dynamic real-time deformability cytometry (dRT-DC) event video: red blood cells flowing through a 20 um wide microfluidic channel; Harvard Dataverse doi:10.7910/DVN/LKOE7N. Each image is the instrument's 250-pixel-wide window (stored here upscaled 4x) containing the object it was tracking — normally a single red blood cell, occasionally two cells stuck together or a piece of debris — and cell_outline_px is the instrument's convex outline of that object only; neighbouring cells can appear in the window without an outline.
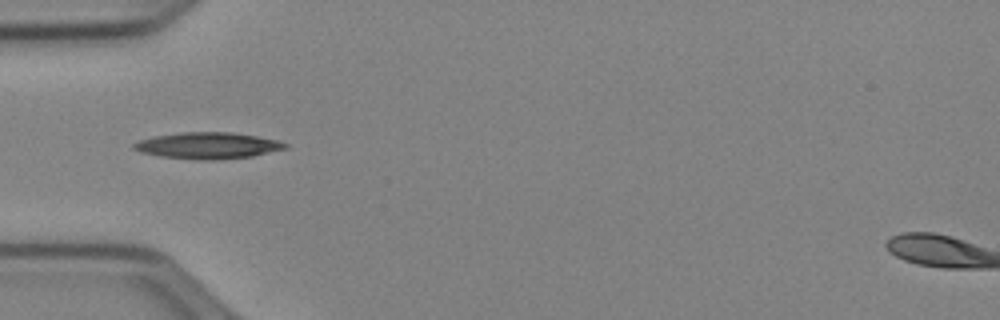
{"species": "Egyptian fruit bat (a non-hibernating species)", "species_latin": "Rousettus aegyptiacus", "temperature_condition": "cold", "stored_images_in_passage": 25, "camera_frame_rate_fps": 3000, "um_per_image_px": 0.085, "animal": {"sex": "female"}, "frame": {"image": 1, "passage_image": 1, "time_ms": 0.0, "image_size_px": [1000, 320], "cell_outline_px": [[288, 148], [252, 156], [212, 160], [196, 160], [160, 156], [140, 152], [132, 148], [132, 144], [140, 140], [156, 136], [184, 132], [232, 132], [256, 136], [276, 140], [288, 144]], "centroid_in_image_um": [17.66, 12.38], "position_along_channel_um": 67.3, "area_um2": 23.18}}
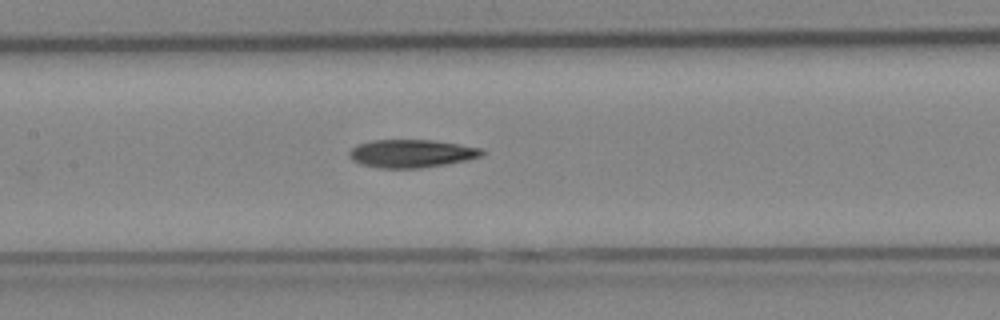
{"frame": {"image": 2, "passage_image": 9, "time_ms": 2.667, "image_size_px": [1000, 320], "cell_outline_px": [[484, 152], [480, 156], [468, 160], [420, 168], [380, 168], [360, 164], [352, 160], [348, 156], [348, 152], [356, 144], [372, 140], [432, 140], [484, 148]], "centroid_in_image_um": [34.94, 13.04], "position_along_channel_um": 172.5, "area_um2": 21.73}}
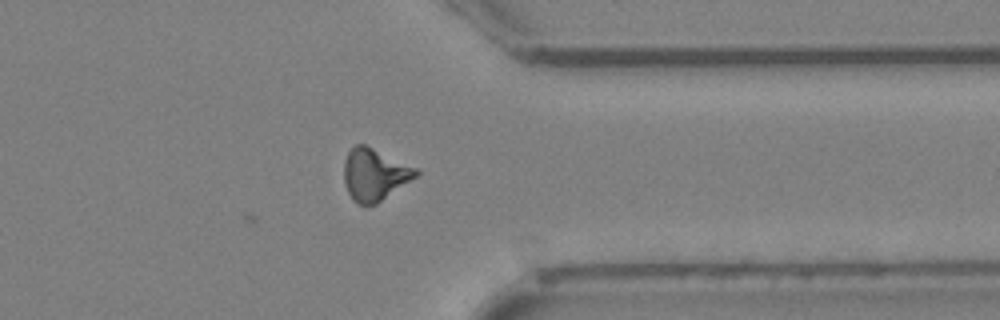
{"frame": {"image": 3, "passage_image": 25, "time_ms": 8.0, "image_size_px": [1000, 320], "cell_outline_px": [[420, 172], [416, 176], [376, 204], [368, 208], [364, 208], [356, 204], [352, 200], [344, 184], [344, 160], [348, 152], [356, 144], [364, 144], [420, 168]], "centroid_in_image_um": [31.82, 14.86], "position_along_channel_um": 379.6, "area_um2": 22.2}, "authors_computed_cell_mechanics": {"area_um2": 21.4438, "velocity_mm_per_s": 3.9781, "shape_relaxation_time_tau1_ms": 10.9869, "shape_relaxation_time_tau2_ms": 6.6158, "deformation_change_tau1": 0.2089, "deformation_change_tau2": 0.1766}}